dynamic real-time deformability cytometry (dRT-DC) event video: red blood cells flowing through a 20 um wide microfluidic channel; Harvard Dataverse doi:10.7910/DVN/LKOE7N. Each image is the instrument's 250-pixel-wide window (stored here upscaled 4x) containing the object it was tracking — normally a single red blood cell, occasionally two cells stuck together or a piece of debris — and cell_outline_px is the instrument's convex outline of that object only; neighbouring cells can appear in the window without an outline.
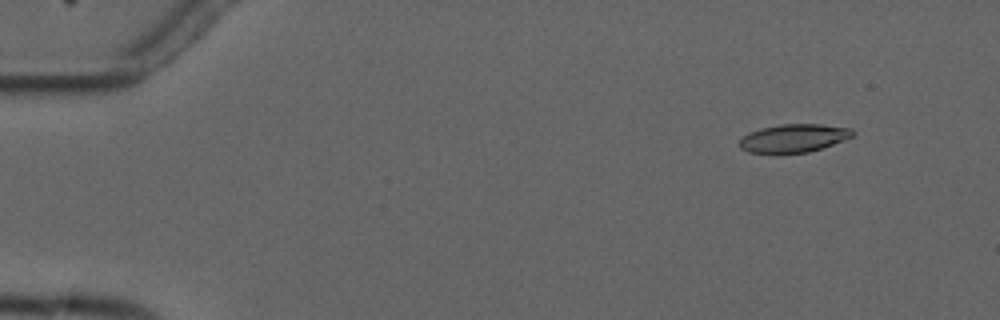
{"species": "common noctule bat (a hibernating species)", "species_latin": "Nyctalus noctula", "temperature_condition": "cold", "stored_images_in_passage": 5, "camera_frame_rate_fps": 3000, "um_per_image_px": 0.085, "animal": {"sex": "male", "forearm_length_mm": 52.5}, "frame": {"image": 1, "passage_image": 2, "time_ms": 1.333, "image_size_px": [1000, 320], "cell_outline_px": [[856, 132], [852, 136], [832, 144], [808, 152], [748, 152], [740, 148], [740, 140], [748, 132], [760, 128], [780, 124], [820, 124], [852, 128]], "centroid_in_image_um": [67.46, 11.72], "position_along_channel_um": 17.5, "area_um2": 18.26}}